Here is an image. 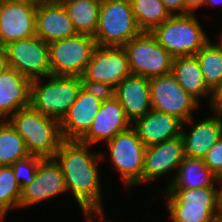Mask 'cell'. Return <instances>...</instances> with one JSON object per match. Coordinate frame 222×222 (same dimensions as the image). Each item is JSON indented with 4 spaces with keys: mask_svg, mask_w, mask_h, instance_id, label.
I'll return each mask as SVG.
<instances>
[{
    "mask_svg": "<svg viewBox=\"0 0 222 222\" xmlns=\"http://www.w3.org/2000/svg\"><path fill=\"white\" fill-rule=\"evenodd\" d=\"M84 214H85V217L87 218L88 222H92L94 217H98L100 219V222H105V221H103L104 211H100V212H86Z\"/></svg>",
    "mask_w": 222,
    "mask_h": 222,
    "instance_id": "cell-37",
    "label": "cell"
},
{
    "mask_svg": "<svg viewBox=\"0 0 222 222\" xmlns=\"http://www.w3.org/2000/svg\"><path fill=\"white\" fill-rule=\"evenodd\" d=\"M214 183L219 184L220 178L206 166L202 158L185 156L167 189L216 187Z\"/></svg>",
    "mask_w": 222,
    "mask_h": 222,
    "instance_id": "cell-23",
    "label": "cell"
},
{
    "mask_svg": "<svg viewBox=\"0 0 222 222\" xmlns=\"http://www.w3.org/2000/svg\"><path fill=\"white\" fill-rule=\"evenodd\" d=\"M22 189L19 186L11 166H0V213L10 208H19Z\"/></svg>",
    "mask_w": 222,
    "mask_h": 222,
    "instance_id": "cell-29",
    "label": "cell"
},
{
    "mask_svg": "<svg viewBox=\"0 0 222 222\" xmlns=\"http://www.w3.org/2000/svg\"><path fill=\"white\" fill-rule=\"evenodd\" d=\"M5 1L6 0H0V13H1L2 9H3Z\"/></svg>",
    "mask_w": 222,
    "mask_h": 222,
    "instance_id": "cell-41",
    "label": "cell"
},
{
    "mask_svg": "<svg viewBox=\"0 0 222 222\" xmlns=\"http://www.w3.org/2000/svg\"><path fill=\"white\" fill-rule=\"evenodd\" d=\"M151 33L173 57L195 55L210 41L195 13L170 16Z\"/></svg>",
    "mask_w": 222,
    "mask_h": 222,
    "instance_id": "cell-5",
    "label": "cell"
},
{
    "mask_svg": "<svg viewBox=\"0 0 222 222\" xmlns=\"http://www.w3.org/2000/svg\"><path fill=\"white\" fill-rule=\"evenodd\" d=\"M49 80L41 85L40 80L31 83L30 106L46 117L60 122L76 101L82 81L75 76L50 75Z\"/></svg>",
    "mask_w": 222,
    "mask_h": 222,
    "instance_id": "cell-4",
    "label": "cell"
},
{
    "mask_svg": "<svg viewBox=\"0 0 222 222\" xmlns=\"http://www.w3.org/2000/svg\"><path fill=\"white\" fill-rule=\"evenodd\" d=\"M109 149L111 163L129 187L142 183L144 153L146 146L131 126L119 132L105 143Z\"/></svg>",
    "mask_w": 222,
    "mask_h": 222,
    "instance_id": "cell-9",
    "label": "cell"
},
{
    "mask_svg": "<svg viewBox=\"0 0 222 222\" xmlns=\"http://www.w3.org/2000/svg\"><path fill=\"white\" fill-rule=\"evenodd\" d=\"M102 102L83 88L68 113L60 121L63 140H80L89 130Z\"/></svg>",
    "mask_w": 222,
    "mask_h": 222,
    "instance_id": "cell-17",
    "label": "cell"
},
{
    "mask_svg": "<svg viewBox=\"0 0 222 222\" xmlns=\"http://www.w3.org/2000/svg\"><path fill=\"white\" fill-rule=\"evenodd\" d=\"M90 146L79 140H63L53 157L62 169L67 192L72 191L83 213L104 211L97 165L105 155L91 154Z\"/></svg>",
    "mask_w": 222,
    "mask_h": 222,
    "instance_id": "cell-1",
    "label": "cell"
},
{
    "mask_svg": "<svg viewBox=\"0 0 222 222\" xmlns=\"http://www.w3.org/2000/svg\"><path fill=\"white\" fill-rule=\"evenodd\" d=\"M37 4L61 3L63 0H33Z\"/></svg>",
    "mask_w": 222,
    "mask_h": 222,
    "instance_id": "cell-39",
    "label": "cell"
},
{
    "mask_svg": "<svg viewBox=\"0 0 222 222\" xmlns=\"http://www.w3.org/2000/svg\"><path fill=\"white\" fill-rule=\"evenodd\" d=\"M210 107L214 112L222 113V79L211 91Z\"/></svg>",
    "mask_w": 222,
    "mask_h": 222,
    "instance_id": "cell-34",
    "label": "cell"
},
{
    "mask_svg": "<svg viewBox=\"0 0 222 222\" xmlns=\"http://www.w3.org/2000/svg\"><path fill=\"white\" fill-rule=\"evenodd\" d=\"M30 155L24 139L10 123L4 119L0 121V166H11Z\"/></svg>",
    "mask_w": 222,
    "mask_h": 222,
    "instance_id": "cell-26",
    "label": "cell"
},
{
    "mask_svg": "<svg viewBox=\"0 0 222 222\" xmlns=\"http://www.w3.org/2000/svg\"><path fill=\"white\" fill-rule=\"evenodd\" d=\"M35 26L36 36L46 43L77 35L62 3L37 4Z\"/></svg>",
    "mask_w": 222,
    "mask_h": 222,
    "instance_id": "cell-18",
    "label": "cell"
},
{
    "mask_svg": "<svg viewBox=\"0 0 222 222\" xmlns=\"http://www.w3.org/2000/svg\"><path fill=\"white\" fill-rule=\"evenodd\" d=\"M32 81L12 68L0 76V121L30 106Z\"/></svg>",
    "mask_w": 222,
    "mask_h": 222,
    "instance_id": "cell-21",
    "label": "cell"
},
{
    "mask_svg": "<svg viewBox=\"0 0 222 222\" xmlns=\"http://www.w3.org/2000/svg\"><path fill=\"white\" fill-rule=\"evenodd\" d=\"M204 2L205 0H184L185 8L190 14H194V11L203 6Z\"/></svg>",
    "mask_w": 222,
    "mask_h": 222,
    "instance_id": "cell-35",
    "label": "cell"
},
{
    "mask_svg": "<svg viewBox=\"0 0 222 222\" xmlns=\"http://www.w3.org/2000/svg\"><path fill=\"white\" fill-rule=\"evenodd\" d=\"M152 109L173 115L183 124L193 122L192 111L199 103L176 81L172 73L149 78Z\"/></svg>",
    "mask_w": 222,
    "mask_h": 222,
    "instance_id": "cell-10",
    "label": "cell"
},
{
    "mask_svg": "<svg viewBox=\"0 0 222 222\" xmlns=\"http://www.w3.org/2000/svg\"><path fill=\"white\" fill-rule=\"evenodd\" d=\"M184 157L182 136L146 147L142 183L153 181L174 169L177 171Z\"/></svg>",
    "mask_w": 222,
    "mask_h": 222,
    "instance_id": "cell-15",
    "label": "cell"
},
{
    "mask_svg": "<svg viewBox=\"0 0 222 222\" xmlns=\"http://www.w3.org/2000/svg\"><path fill=\"white\" fill-rule=\"evenodd\" d=\"M215 117L203 118L196 122L189 132L182 124L181 136L184 142V154L189 157L202 158L222 136V113L214 112Z\"/></svg>",
    "mask_w": 222,
    "mask_h": 222,
    "instance_id": "cell-22",
    "label": "cell"
},
{
    "mask_svg": "<svg viewBox=\"0 0 222 222\" xmlns=\"http://www.w3.org/2000/svg\"><path fill=\"white\" fill-rule=\"evenodd\" d=\"M130 3L142 31L151 32L171 16L161 0H130Z\"/></svg>",
    "mask_w": 222,
    "mask_h": 222,
    "instance_id": "cell-28",
    "label": "cell"
},
{
    "mask_svg": "<svg viewBox=\"0 0 222 222\" xmlns=\"http://www.w3.org/2000/svg\"><path fill=\"white\" fill-rule=\"evenodd\" d=\"M115 97L130 122L141 118L152 109L149 78L127 76L116 88Z\"/></svg>",
    "mask_w": 222,
    "mask_h": 222,
    "instance_id": "cell-20",
    "label": "cell"
},
{
    "mask_svg": "<svg viewBox=\"0 0 222 222\" xmlns=\"http://www.w3.org/2000/svg\"><path fill=\"white\" fill-rule=\"evenodd\" d=\"M171 73L180 86L198 102L201 97L208 96L210 99L211 90L204 81L195 55L174 57Z\"/></svg>",
    "mask_w": 222,
    "mask_h": 222,
    "instance_id": "cell-24",
    "label": "cell"
},
{
    "mask_svg": "<svg viewBox=\"0 0 222 222\" xmlns=\"http://www.w3.org/2000/svg\"><path fill=\"white\" fill-rule=\"evenodd\" d=\"M220 183L222 184V177L220 178ZM220 199H221V215H222V186L220 187Z\"/></svg>",
    "mask_w": 222,
    "mask_h": 222,
    "instance_id": "cell-40",
    "label": "cell"
},
{
    "mask_svg": "<svg viewBox=\"0 0 222 222\" xmlns=\"http://www.w3.org/2000/svg\"><path fill=\"white\" fill-rule=\"evenodd\" d=\"M81 81L82 88L101 102H105L115 97V88L109 83L89 80Z\"/></svg>",
    "mask_w": 222,
    "mask_h": 222,
    "instance_id": "cell-31",
    "label": "cell"
},
{
    "mask_svg": "<svg viewBox=\"0 0 222 222\" xmlns=\"http://www.w3.org/2000/svg\"><path fill=\"white\" fill-rule=\"evenodd\" d=\"M202 70L204 81L212 91L222 79V43H206L195 54Z\"/></svg>",
    "mask_w": 222,
    "mask_h": 222,
    "instance_id": "cell-27",
    "label": "cell"
},
{
    "mask_svg": "<svg viewBox=\"0 0 222 222\" xmlns=\"http://www.w3.org/2000/svg\"><path fill=\"white\" fill-rule=\"evenodd\" d=\"M206 166L219 178L222 177V136L203 157Z\"/></svg>",
    "mask_w": 222,
    "mask_h": 222,
    "instance_id": "cell-32",
    "label": "cell"
},
{
    "mask_svg": "<svg viewBox=\"0 0 222 222\" xmlns=\"http://www.w3.org/2000/svg\"><path fill=\"white\" fill-rule=\"evenodd\" d=\"M123 48L133 75L153 78L172 71L174 57L158 43L151 32L142 31Z\"/></svg>",
    "mask_w": 222,
    "mask_h": 222,
    "instance_id": "cell-7",
    "label": "cell"
},
{
    "mask_svg": "<svg viewBox=\"0 0 222 222\" xmlns=\"http://www.w3.org/2000/svg\"><path fill=\"white\" fill-rule=\"evenodd\" d=\"M8 66L29 80L51 75L49 43L38 36L13 41L4 46Z\"/></svg>",
    "mask_w": 222,
    "mask_h": 222,
    "instance_id": "cell-11",
    "label": "cell"
},
{
    "mask_svg": "<svg viewBox=\"0 0 222 222\" xmlns=\"http://www.w3.org/2000/svg\"><path fill=\"white\" fill-rule=\"evenodd\" d=\"M129 75L131 71L123 47L96 45L90 62L80 78L109 83L116 88Z\"/></svg>",
    "mask_w": 222,
    "mask_h": 222,
    "instance_id": "cell-12",
    "label": "cell"
},
{
    "mask_svg": "<svg viewBox=\"0 0 222 222\" xmlns=\"http://www.w3.org/2000/svg\"><path fill=\"white\" fill-rule=\"evenodd\" d=\"M8 122L24 139L31 155L53 158L63 141L60 122L42 115L31 106L19 109L8 118Z\"/></svg>",
    "mask_w": 222,
    "mask_h": 222,
    "instance_id": "cell-2",
    "label": "cell"
},
{
    "mask_svg": "<svg viewBox=\"0 0 222 222\" xmlns=\"http://www.w3.org/2000/svg\"><path fill=\"white\" fill-rule=\"evenodd\" d=\"M77 34L94 37L98 24L101 0H63Z\"/></svg>",
    "mask_w": 222,
    "mask_h": 222,
    "instance_id": "cell-25",
    "label": "cell"
},
{
    "mask_svg": "<svg viewBox=\"0 0 222 222\" xmlns=\"http://www.w3.org/2000/svg\"><path fill=\"white\" fill-rule=\"evenodd\" d=\"M42 159L43 157L30 155L26 158L17 160L11 165L13 168L14 176L21 189H23L26 185L30 184L34 180L37 167Z\"/></svg>",
    "mask_w": 222,
    "mask_h": 222,
    "instance_id": "cell-30",
    "label": "cell"
},
{
    "mask_svg": "<svg viewBox=\"0 0 222 222\" xmlns=\"http://www.w3.org/2000/svg\"><path fill=\"white\" fill-rule=\"evenodd\" d=\"M36 9L33 0L5 1L0 13V46L36 35Z\"/></svg>",
    "mask_w": 222,
    "mask_h": 222,
    "instance_id": "cell-13",
    "label": "cell"
},
{
    "mask_svg": "<svg viewBox=\"0 0 222 222\" xmlns=\"http://www.w3.org/2000/svg\"><path fill=\"white\" fill-rule=\"evenodd\" d=\"M9 68L4 47L0 46V76Z\"/></svg>",
    "mask_w": 222,
    "mask_h": 222,
    "instance_id": "cell-36",
    "label": "cell"
},
{
    "mask_svg": "<svg viewBox=\"0 0 222 222\" xmlns=\"http://www.w3.org/2000/svg\"><path fill=\"white\" fill-rule=\"evenodd\" d=\"M130 0H101L94 39L96 45L123 47L140 34Z\"/></svg>",
    "mask_w": 222,
    "mask_h": 222,
    "instance_id": "cell-6",
    "label": "cell"
},
{
    "mask_svg": "<svg viewBox=\"0 0 222 222\" xmlns=\"http://www.w3.org/2000/svg\"><path fill=\"white\" fill-rule=\"evenodd\" d=\"M67 191L60 165L54 158H43L34 180L22 189L19 207L34 205Z\"/></svg>",
    "mask_w": 222,
    "mask_h": 222,
    "instance_id": "cell-14",
    "label": "cell"
},
{
    "mask_svg": "<svg viewBox=\"0 0 222 222\" xmlns=\"http://www.w3.org/2000/svg\"><path fill=\"white\" fill-rule=\"evenodd\" d=\"M222 5V0H205L204 5L206 6H216V5Z\"/></svg>",
    "mask_w": 222,
    "mask_h": 222,
    "instance_id": "cell-38",
    "label": "cell"
},
{
    "mask_svg": "<svg viewBox=\"0 0 222 222\" xmlns=\"http://www.w3.org/2000/svg\"><path fill=\"white\" fill-rule=\"evenodd\" d=\"M172 222H222L220 189H167Z\"/></svg>",
    "mask_w": 222,
    "mask_h": 222,
    "instance_id": "cell-3",
    "label": "cell"
},
{
    "mask_svg": "<svg viewBox=\"0 0 222 222\" xmlns=\"http://www.w3.org/2000/svg\"><path fill=\"white\" fill-rule=\"evenodd\" d=\"M95 46V39L84 34L50 42L51 75L81 77Z\"/></svg>",
    "mask_w": 222,
    "mask_h": 222,
    "instance_id": "cell-8",
    "label": "cell"
},
{
    "mask_svg": "<svg viewBox=\"0 0 222 222\" xmlns=\"http://www.w3.org/2000/svg\"><path fill=\"white\" fill-rule=\"evenodd\" d=\"M161 1L171 16L190 14L185 8L184 0H161Z\"/></svg>",
    "mask_w": 222,
    "mask_h": 222,
    "instance_id": "cell-33",
    "label": "cell"
},
{
    "mask_svg": "<svg viewBox=\"0 0 222 222\" xmlns=\"http://www.w3.org/2000/svg\"><path fill=\"white\" fill-rule=\"evenodd\" d=\"M6 1H26V0H6Z\"/></svg>",
    "mask_w": 222,
    "mask_h": 222,
    "instance_id": "cell-43",
    "label": "cell"
},
{
    "mask_svg": "<svg viewBox=\"0 0 222 222\" xmlns=\"http://www.w3.org/2000/svg\"><path fill=\"white\" fill-rule=\"evenodd\" d=\"M130 123L123 107L117 98L113 97L102 102L91 127L79 141L89 145L101 141L106 143L119 132L128 129L132 125Z\"/></svg>",
    "mask_w": 222,
    "mask_h": 222,
    "instance_id": "cell-16",
    "label": "cell"
},
{
    "mask_svg": "<svg viewBox=\"0 0 222 222\" xmlns=\"http://www.w3.org/2000/svg\"><path fill=\"white\" fill-rule=\"evenodd\" d=\"M6 215L0 213V222H3L4 218H5Z\"/></svg>",
    "mask_w": 222,
    "mask_h": 222,
    "instance_id": "cell-42",
    "label": "cell"
},
{
    "mask_svg": "<svg viewBox=\"0 0 222 222\" xmlns=\"http://www.w3.org/2000/svg\"><path fill=\"white\" fill-rule=\"evenodd\" d=\"M131 124L146 147L181 136L183 122L173 115L151 109Z\"/></svg>",
    "mask_w": 222,
    "mask_h": 222,
    "instance_id": "cell-19",
    "label": "cell"
}]
</instances>
